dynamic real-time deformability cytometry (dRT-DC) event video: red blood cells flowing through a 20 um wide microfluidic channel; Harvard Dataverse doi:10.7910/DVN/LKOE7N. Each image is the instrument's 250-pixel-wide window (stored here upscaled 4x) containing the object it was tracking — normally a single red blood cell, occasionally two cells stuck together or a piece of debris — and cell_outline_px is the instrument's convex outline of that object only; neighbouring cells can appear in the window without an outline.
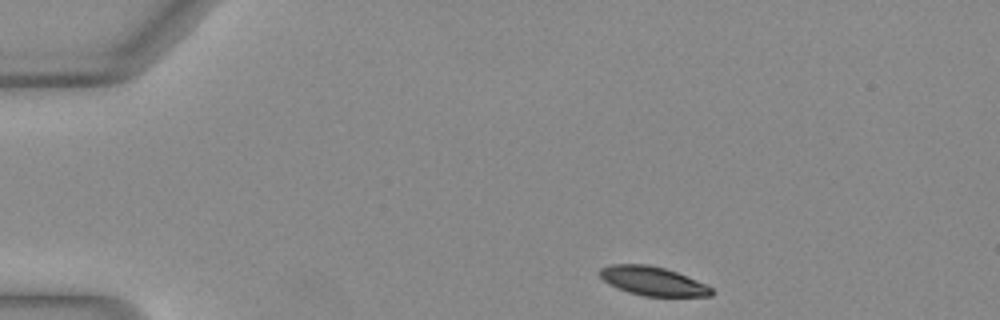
{"species": "Egyptian fruit bat (a non-hibernating species)", "species_latin": "Rousettus aegyptiacus", "temperature_condition": "warm", "stored_images_in_passage": 43, "camera_frame_rate_fps": 3000, "um_per_image_px": 0.085, "animal": {"sex": "female"}, "frame": {"image": 1, "passage_image": 1, "time_ms": 0.0, "image_size_px": [1000, 320], "cell_outline_px": [[712, 296], [644, 296], [628, 292], [608, 284], [600, 276], [600, 268], [612, 264], [648, 264], [664, 268], [676, 272], [708, 284], [712, 288]], "centroid_in_image_um": [55.5, 23.89], "position_along_channel_um": 29.5, "area_um2": 18.79}}
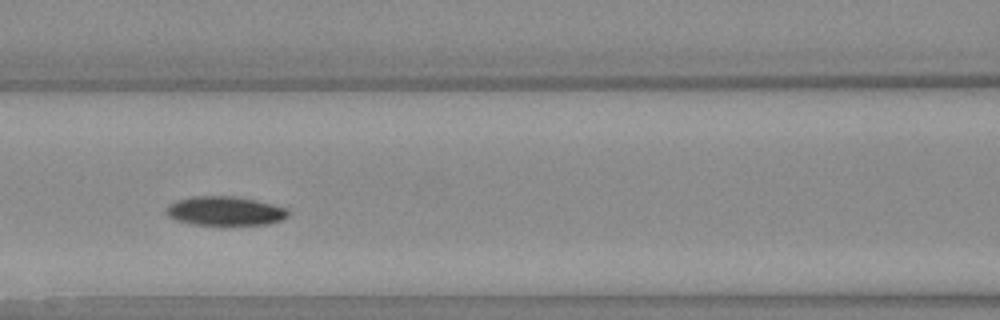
{"frame": {"image": 2, "passage_image": 15, "time_ms": 4.667, "image_size_px": [1000, 320], "cell_outline_px": [[288, 216], [284, 220], [268, 224], [220, 228], [192, 224], [176, 220], [168, 216], [164, 212], [164, 208], [168, 204], [176, 200], [192, 196], [232, 196], [256, 200], [288, 208]], "centroid_in_image_um": [19.11, 17.98], "position_along_channel_um": 147.5, "area_um2": 21.85}}
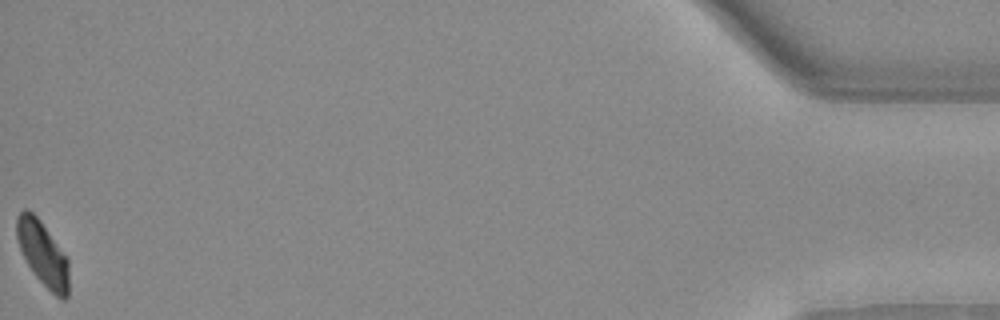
{"frame": {"image": 3, "passage_image": 43, "time_ms": 14.0, "image_size_px": [1000, 320], "cell_outline_px": [[68, 296], [64, 300], [60, 300], [36, 276], [28, 264], [20, 248], [16, 236], [16, 216], [24, 208], [28, 208], [40, 220], [68, 260]], "centroid_in_image_um": [3.62, 21.54], "position_along_channel_um": 431.6, "area_um2": 19.25}, "authors_computed_cell_mechanics": {"area_um2": 20.6346, "velocity_mm_per_s": 4.0469, "shape_relaxation_time_tau1_ms": 3.3919, "shape_relaxation_time_tau2_ms": null, "deformation_change_tau1": 0.1184, "deformation_change_tau2": null}}